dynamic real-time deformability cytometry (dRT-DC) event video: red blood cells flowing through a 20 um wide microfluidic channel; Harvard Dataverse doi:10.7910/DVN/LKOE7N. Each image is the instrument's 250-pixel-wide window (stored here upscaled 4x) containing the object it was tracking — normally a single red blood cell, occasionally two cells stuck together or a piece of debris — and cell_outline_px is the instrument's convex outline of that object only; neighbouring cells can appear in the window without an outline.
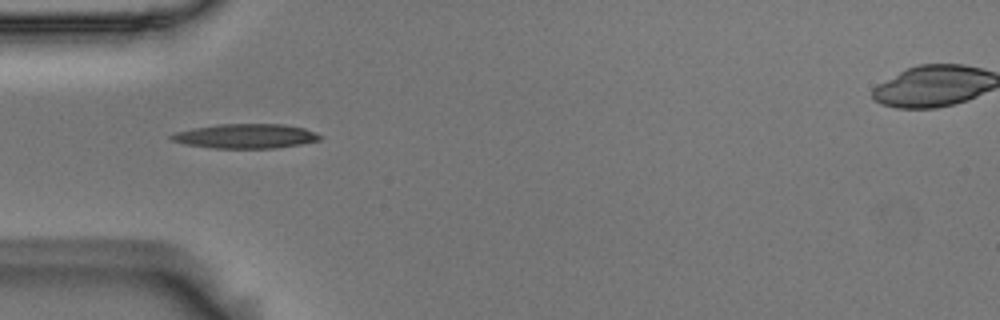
{"species": "Egyptian fruit bat (a non-hibernating species)", "species_latin": "Rousettus aegyptiacus", "temperature_condition": "room temperature", "stored_images_in_passage": 38, "camera_frame_rate_fps": 3000, "um_per_image_px": 0.085, "animal": {"sex": "male"}, "frame": {"image": 1, "passage_image": 1, "time_ms": 0.0, "image_size_px": [1000, 320], "cell_outline_px": [[324, 136], [320, 140], [300, 144], [276, 148], [212, 148], [184, 144], [172, 140], [168, 136], [176, 132], [192, 128], [220, 124], [284, 124], [304, 128], [316, 132]], "centroid_in_image_um": [20.9, 11.57], "position_along_channel_um": 64.1, "area_um2": 21.27}}
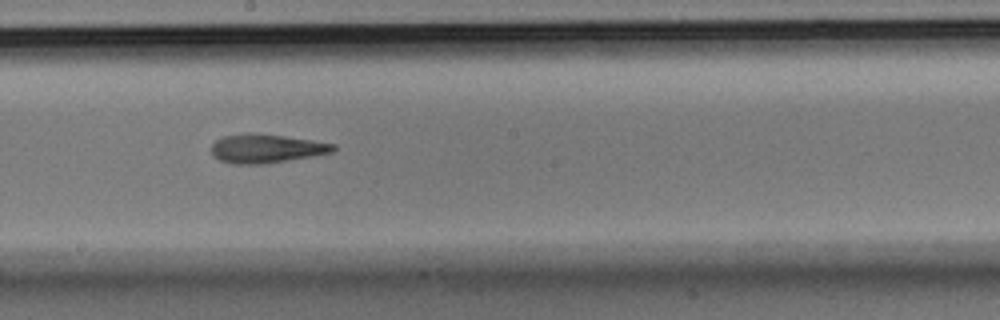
{"frame": {"image": 2, "passage_image": 14, "time_ms": 4.333, "image_size_px": [1000, 320], "cell_outline_px": [[336, 148], [332, 152], [312, 156], [264, 164], [232, 164], [220, 160], [212, 156], [212, 144], [220, 136], [244, 132], [252, 132], [284, 136], [312, 140], [336, 144]], "centroid_in_image_um": [22.58, 12.61], "position_along_channel_um": 225.6, "area_um2": 20.69}}
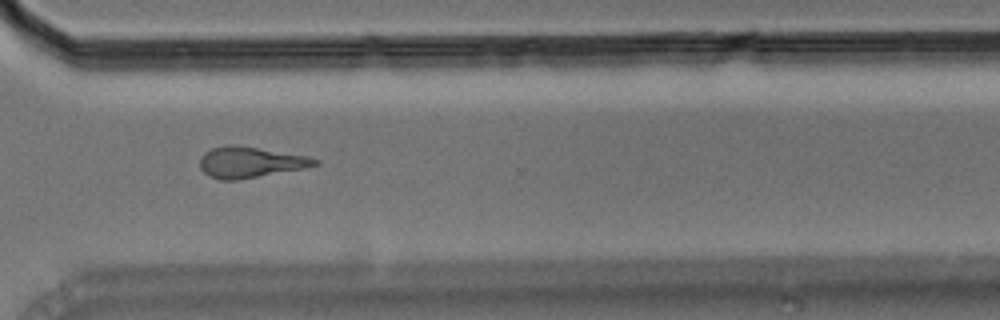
{"frame": {"image": 3, "passage_image": 24, "time_ms": 7.667, "image_size_px": [1000, 320], "cell_outline_px": [[320, 160], [316, 164], [304, 168], [240, 180], [220, 180], [208, 176], [200, 168], [200, 156], [204, 152], [212, 148], [228, 144], [236, 144], [308, 156]], "centroid_in_image_um": [21.22, 13.79], "position_along_channel_um": 349.4, "area_um2": 20.87}, "authors_computed_cell_mechanics": {"area_um2": 20.1144, "velocity_mm_per_s": 3.7283, "shape_relaxation_time_tau1_ms": 8.1005, "shape_relaxation_time_tau2_ms": 9.7694, "deformation_change_tau1": 0.2486, "deformation_change_tau2": 0.256}}